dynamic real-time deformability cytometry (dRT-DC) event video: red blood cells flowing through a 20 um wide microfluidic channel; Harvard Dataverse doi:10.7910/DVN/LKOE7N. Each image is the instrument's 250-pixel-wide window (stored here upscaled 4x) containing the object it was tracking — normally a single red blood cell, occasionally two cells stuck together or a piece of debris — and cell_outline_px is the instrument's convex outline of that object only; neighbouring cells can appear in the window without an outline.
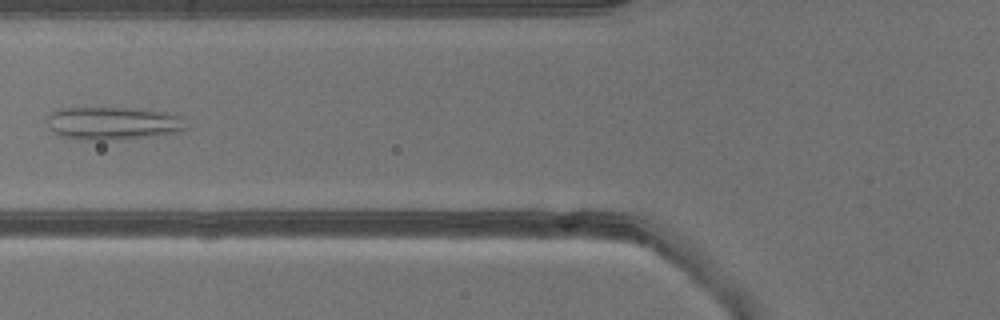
{"species": "common noctule bat (a hibernating species)", "species_latin": "Nyctalus noctula", "temperature_condition": "warm", "stored_images_in_passage": 38, "camera_frame_rate_fps": 3000, "um_per_image_px": 0.085, "animal": {"sex": "male", "body_mass_g": 13.3}, "frame": {"image": 1, "passage_image": 14, "time_ms": 4.333, "image_size_px": [1000, 320], "cell_outline_px": [[188, 128], [180, 132], [148, 136], [104, 140], [80, 140], [60, 136], [52, 132], [48, 128], [48, 116], [52, 112], [60, 108], [124, 108], [168, 112], [184, 116]], "centroid_in_image_um": [9.62, 10.48], "position_along_channel_um": 116.2, "area_um2": 26.82}}
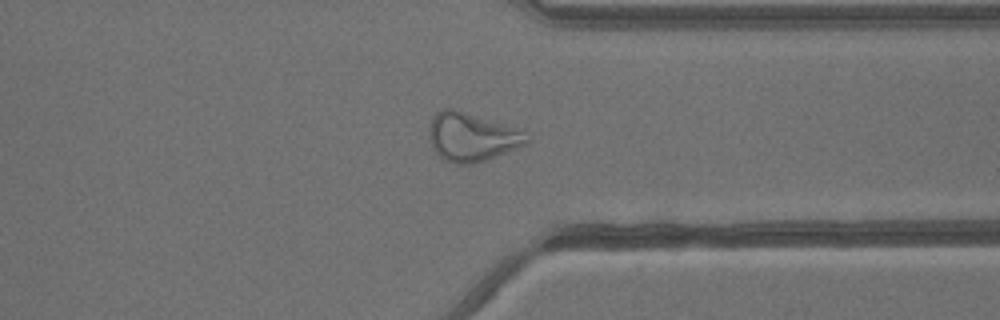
{"frame": {"image": 2, "passage_image": 29, "time_ms": 9.333, "image_size_px": [1000, 320], "cell_outline_px": [[532, 140], [528, 144], [520, 148], [472, 164], [456, 164], [444, 160], [432, 148], [428, 136], [428, 128], [432, 116], [436, 112], [444, 108], [452, 108], [528, 132]], "centroid_in_image_um": [40.11, 11.65], "position_along_channel_um": 371.3, "area_um2": 27.86}}
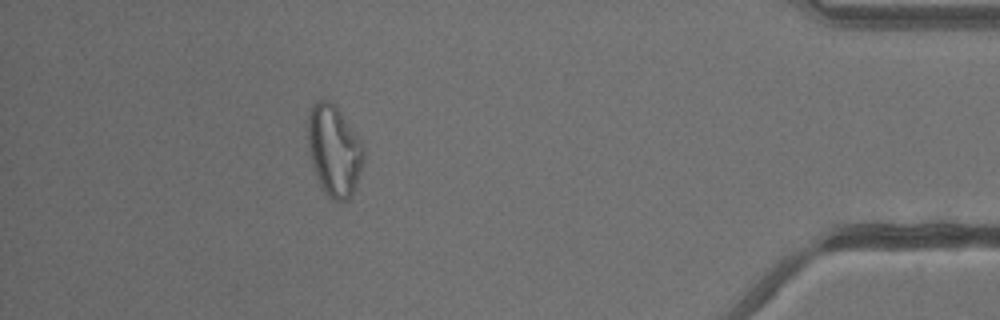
{"frame": {"image": 3, "passage_image": 34, "time_ms": 11.0, "image_size_px": [1000, 320], "cell_outline_px": [[364, 156], [352, 192], [348, 200], [332, 200], [324, 192], [320, 184], [312, 160], [308, 144], [308, 116], [316, 100], [328, 100], [340, 112], [364, 144]], "centroid_in_image_um": [28.4, 12.78], "position_along_channel_um": 406.8, "area_um2": 28.67}}